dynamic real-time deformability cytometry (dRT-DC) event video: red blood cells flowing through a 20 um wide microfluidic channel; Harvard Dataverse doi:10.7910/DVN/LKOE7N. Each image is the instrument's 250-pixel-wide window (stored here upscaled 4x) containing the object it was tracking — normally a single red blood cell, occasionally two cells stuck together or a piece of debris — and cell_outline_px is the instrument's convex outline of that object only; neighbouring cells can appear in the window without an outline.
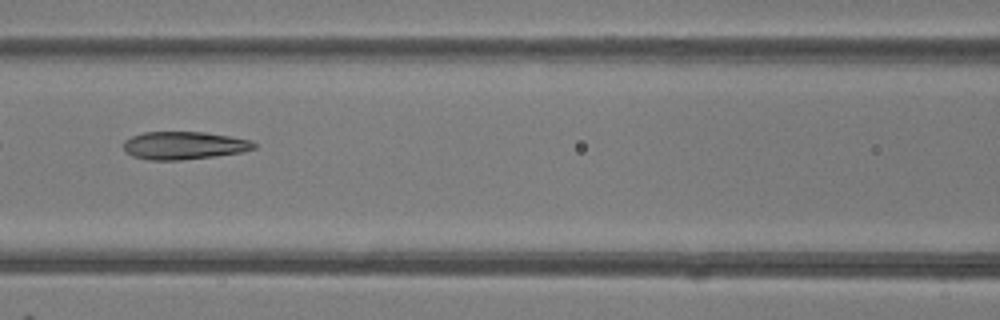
{"species": "common noctule bat (a hibernating species)", "species_latin": "Nyctalus noctula", "temperature_condition": "room temperature", "stored_images_in_passage": 11, "camera_frame_rate_fps": 3000, "um_per_image_px": 0.085, "animal": {"sex": "female"}, "frame": {"image": 1, "passage_image": 7, "time_ms": 2.0, "image_size_px": [1000, 320], "cell_outline_px": [[256, 148], [244, 152], [216, 156], [180, 160], [148, 160], [132, 156], [124, 152], [124, 140], [132, 136], [144, 132], [204, 132], [252, 140], [256, 144]], "centroid_in_image_um": [15.64, 12.37], "position_along_channel_um": 151.0, "area_um2": 21.33}}